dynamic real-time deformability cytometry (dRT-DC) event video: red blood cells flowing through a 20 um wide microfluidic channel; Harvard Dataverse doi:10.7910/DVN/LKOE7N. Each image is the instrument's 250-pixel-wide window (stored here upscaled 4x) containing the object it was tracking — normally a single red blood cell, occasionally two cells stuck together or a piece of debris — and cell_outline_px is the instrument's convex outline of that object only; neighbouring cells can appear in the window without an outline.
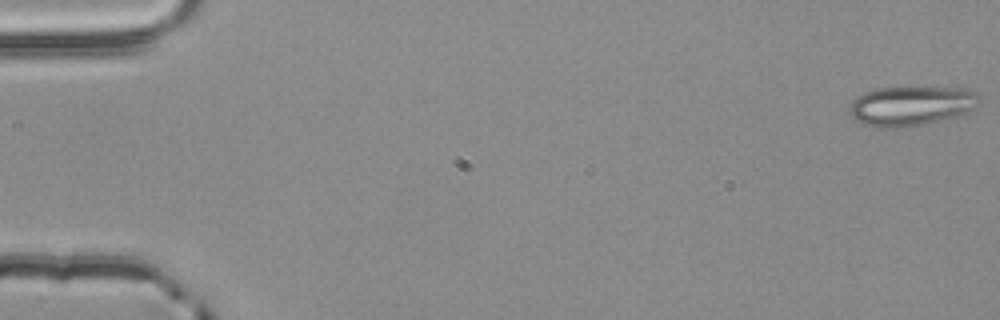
{"species": "common noctule bat (a hibernating species)", "species_latin": "Nyctalus noctula", "temperature_condition": "room temperature", "stored_images_in_passage": 54, "camera_frame_rate_fps": 3000, "um_per_image_px": 0.085, "animal": {"sex": "male", "body_mass_g": 20.4}, "frame": {"image": 1, "passage_image": 1, "time_ms": 0.0, "image_size_px": [1000, 320], "cell_outline_px": [[980, 100], [968, 112], [956, 116], [920, 124], [900, 128], [880, 128], [864, 124], [852, 120], [848, 112], [848, 108], [852, 100], [856, 96], [864, 92], [876, 88], [964, 88], [976, 92], [980, 96]], "centroid_in_image_um": [77.36, 9.0], "position_along_channel_um": 7.6, "area_um2": 29.94}}
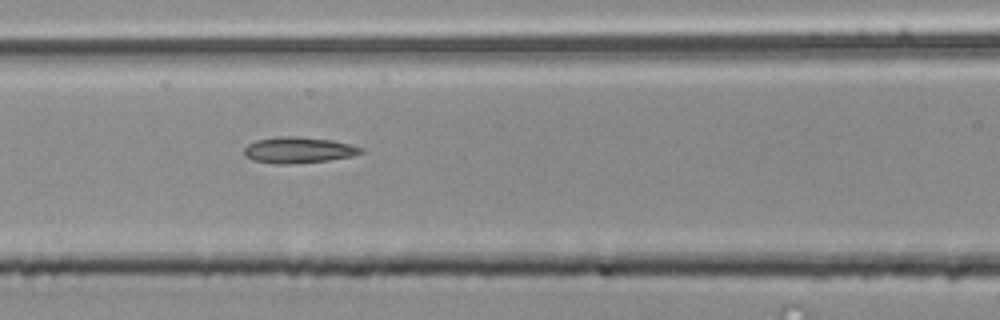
{"frame": {"image": 2, "passage_image": 24, "time_ms": 7.667, "image_size_px": [1000, 320], "cell_outline_px": [[364, 152], [352, 156], [328, 160], [292, 164], [272, 164], [252, 160], [244, 156], [244, 148], [248, 144], [256, 140], [280, 136], [292, 136], [332, 140], [364, 148]], "centroid_in_image_um": [25.34, 12.76], "position_along_channel_um": 141.3, "area_um2": 17.8}}
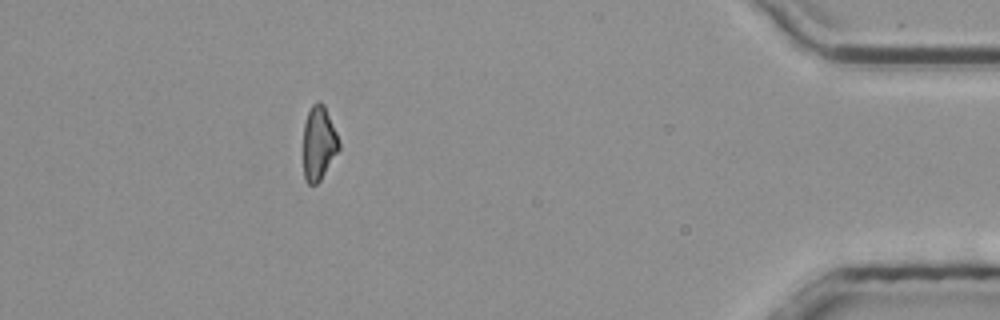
{"frame": {"image": 3, "passage_image": 49, "time_ms": 16.0, "image_size_px": [1000, 320], "cell_outline_px": [[340, 148], [320, 180], [316, 184], [308, 184], [304, 176], [304, 124], [308, 112], [312, 104], [324, 104], [336, 132], [340, 144]], "centroid_in_image_um": [27.09, 12.18], "position_along_channel_um": 408.1, "area_um2": 15.03}, "authors_computed_cell_mechanics": {"area_um2": 17.051, "velocity_mm_per_s": 3.8724, "shape_relaxation_time_tau1_ms": null, "shape_relaxation_time_tau2_ms": 5.8206, "deformation_change_tau1": null, "deformation_change_tau2": 0.1763}}